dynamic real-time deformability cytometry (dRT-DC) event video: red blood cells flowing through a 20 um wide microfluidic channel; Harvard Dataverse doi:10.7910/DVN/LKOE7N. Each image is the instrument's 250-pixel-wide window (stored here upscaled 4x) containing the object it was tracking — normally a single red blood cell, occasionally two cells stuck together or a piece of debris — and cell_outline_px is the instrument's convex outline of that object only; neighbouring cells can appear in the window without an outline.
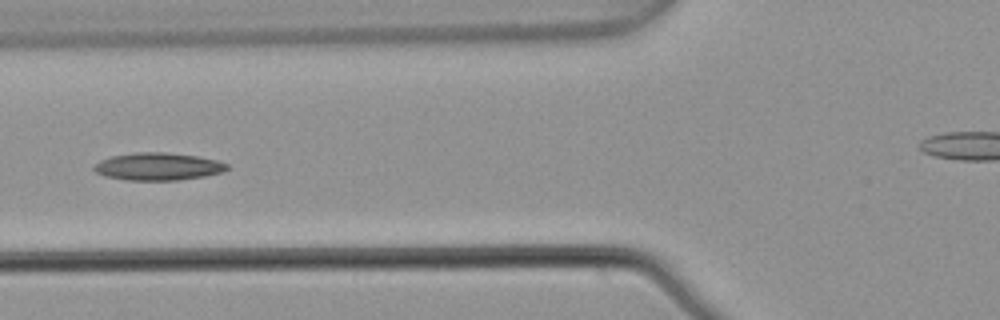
{"species": "common noctule bat (a hibernating species)", "species_latin": "Nyctalus noctula", "temperature_condition": "warm", "stored_images_in_passage": 4, "camera_frame_rate_fps": 3000, "um_per_image_px": 0.085, "animal": {"sex": "male", "body_mass_g": 21.5, "forearm_length_mm": 52.0}, "frame": {"image": 1, "passage_image": 4, "time_ms": 1.0, "image_size_px": [1000, 320], "cell_outline_px": [[228, 168], [224, 172], [204, 176], [180, 180], [128, 180], [104, 176], [96, 172], [92, 168], [100, 160], [112, 156], [136, 152], [168, 152], [196, 156], [216, 160], [228, 164]], "centroid_in_image_um": [13.44, 14.15], "position_along_channel_um": 112.4, "area_um2": 21.33}}